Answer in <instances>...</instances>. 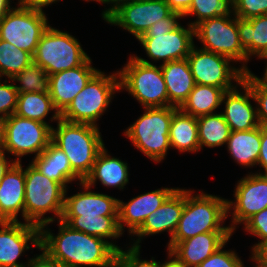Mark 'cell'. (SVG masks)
Masks as SVG:
<instances>
[{"label": "cell", "mask_w": 267, "mask_h": 267, "mask_svg": "<svg viewBox=\"0 0 267 267\" xmlns=\"http://www.w3.org/2000/svg\"><path fill=\"white\" fill-rule=\"evenodd\" d=\"M58 235L40 227V249L64 267H116L122 248L103 238L72 229L59 220ZM46 228V229H44Z\"/></svg>", "instance_id": "cell-1"}, {"label": "cell", "mask_w": 267, "mask_h": 267, "mask_svg": "<svg viewBox=\"0 0 267 267\" xmlns=\"http://www.w3.org/2000/svg\"><path fill=\"white\" fill-rule=\"evenodd\" d=\"M80 185L85 191L70 197L66 196V189L61 220L74 230L106 241L108 238L115 239L123 235L118 223L119 199L88 191L91 187L83 181Z\"/></svg>", "instance_id": "cell-2"}, {"label": "cell", "mask_w": 267, "mask_h": 267, "mask_svg": "<svg viewBox=\"0 0 267 267\" xmlns=\"http://www.w3.org/2000/svg\"><path fill=\"white\" fill-rule=\"evenodd\" d=\"M192 193L191 190H184V208L173 237L168 242V252L178 242L201 233L231 232L229 226H223L229 216L227 199L203 192L197 195Z\"/></svg>", "instance_id": "cell-3"}, {"label": "cell", "mask_w": 267, "mask_h": 267, "mask_svg": "<svg viewBox=\"0 0 267 267\" xmlns=\"http://www.w3.org/2000/svg\"><path fill=\"white\" fill-rule=\"evenodd\" d=\"M52 127L51 141L66 154L73 172L82 180L89 175L99 151L104 147L98 126L72 123L61 118Z\"/></svg>", "instance_id": "cell-4"}, {"label": "cell", "mask_w": 267, "mask_h": 267, "mask_svg": "<svg viewBox=\"0 0 267 267\" xmlns=\"http://www.w3.org/2000/svg\"><path fill=\"white\" fill-rule=\"evenodd\" d=\"M66 188L44 176L32 163L25 169L24 220L41 227L61 220ZM54 212V217H44ZM57 216V218H56Z\"/></svg>", "instance_id": "cell-5"}, {"label": "cell", "mask_w": 267, "mask_h": 267, "mask_svg": "<svg viewBox=\"0 0 267 267\" xmlns=\"http://www.w3.org/2000/svg\"><path fill=\"white\" fill-rule=\"evenodd\" d=\"M182 16L172 12L169 16L155 22L144 35L138 38L147 56L154 61L186 59L194 46V28L189 24L184 28L177 21Z\"/></svg>", "instance_id": "cell-6"}, {"label": "cell", "mask_w": 267, "mask_h": 267, "mask_svg": "<svg viewBox=\"0 0 267 267\" xmlns=\"http://www.w3.org/2000/svg\"><path fill=\"white\" fill-rule=\"evenodd\" d=\"M120 90L133 95L144 108L168 107V94L161 66L138 56H131L118 71Z\"/></svg>", "instance_id": "cell-7"}, {"label": "cell", "mask_w": 267, "mask_h": 267, "mask_svg": "<svg viewBox=\"0 0 267 267\" xmlns=\"http://www.w3.org/2000/svg\"><path fill=\"white\" fill-rule=\"evenodd\" d=\"M176 107L145 108L137 121L125 130L132 144L154 162L164 160L170 147L169 132Z\"/></svg>", "instance_id": "cell-8"}, {"label": "cell", "mask_w": 267, "mask_h": 267, "mask_svg": "<svg viewBox=\"0 0 267 267\" xmlns=\"http://www.w3.org/2000/svg\"><path fill=\"white\" fill-rule=\"evenodd\" d=\"M117 91H120L118 71L107 76L99 70L60 114V118L72 123L98 126L96 121L106 111Z\"/></svg>", "instance_id": "cell-9"}, {"label": "cell", "mask_w": 267, "mask_h": 267, "mask_svg": "<svg viewBox=\"0 0 267 267\" xmlns=\"http://www.w3.org/2000/svg\"><path fill=\"white\" fill-rule=\"evenodd\" d=\"M88 58L75 37L51 26L41 36L33 54V62L48 75L81 66Z\"/></svg>", "instance_id": "cell-10"}, {"label": "cell", "mask_w": 267, "mask_h": 267, "mask_svg": "<svg viewBox=\"0 0 267 267\" xmlns=\"http://www.w3.org/2000/svg\"><path fill=\"white\" fill-rule=\"evenodd\" d=\"M232 13L231 11L228 14L209 18L198 23L194 27V36L201 40L204 45L202 49L226 56L232 62L243 61L241 69L244 72H249L250 70L244 64L249 59L240 43L237 17L234 15L233 19H231Z\"/></svg>", "instance_id": "cell-11"}, {"label": "cell", "mask_w": 267, "mask_h": 267, "mask_svg": "<svg viewBox=\"0 0 267 267\" xmlns=\"http://www.w3.org/2000/svg\"><path fill=\"white\" fill-rule=\"evenodd\" d=\"M49 26L43 10L18 2V7L12 8L0 20V39L33 56L41 36Z\"/></svg>", "instance_id": "cell-12"}, {"label": "cell", "mask_w": 267, "mask_h": 267, "mask_svg": "<svg viewBox=\"0 0 267 267\" xmlns=\"http://www.w3.org/2000/svg\"><path fill=\"white\" fill-rule=\"evenodd\" d=\"M51 139L52 125L13 114L5 119L2 151L15 155L14 161L20 163L24 155H40Z\"/></svg>", "instance_id": "cell-13"}, {"label": "cell", "mask_w": 267, "mask_h": 267, "mask_svg": "<svg viewBox=\"0 0 267 267\" xmlns=\"http://www.w3.org/2000/svg\"><path fill=\"white\" fill-rule=\"evenodd\" d=\"M195 83L222 88L229 91L243 81L244 71L230 65V58L214 52L192 47L186 58ZM232 80L237 82L236 86Z\"/></svg>", "instance_id": "cell-14"}, {"label": "cell", "mask_w": 267, "mask_h": 267, "mask_svg": "<svg viewBox=\"0 0 267 267\" xmlns=\"http://www.w3.org/2000/svg\"><path fill=\"white\" fill-rule=\"evenodd\" d=\"M172 12L166 0H135L120 6L105 21L122 27L138 39Z\"/></svg>", "instance_id": "cell-15"}, {"label": "cell", "mask_w": 267, "mask_h": 267, "mask_svg": "<svg viewBox=\"0 0 267 267\" xmlns=\"http://www.w3.org/2000/svg\"><path fill=\"white\" fill-rule=\"evenodd\" d=\"M235 202L227 200V213L233 209L232 224L229 229L233 233L237 224H244L256 213L267 208V174L252 173L238 180L234 192Z\"/></svg>", "instance_id": "cell-16"}, {"label": "cell", "mask_w": 267, "mask_h": 267, "mask_svg": "<svg viewBox=\"0 0 267 267\" xmlns=\"http://www.w3.org/2000/svg\"><path fill=\"white\" fill-rule=\"evenodd\" d=\"M0 267H26L18 258L28 249V242L40 249V227L20 221H0Z\"/></svg>", "instance_id": "cell-17"}, {"label": "cell", "mask_w": 267, "mask_h": 267, "mask_svg": "<svg viewBox=\"0 0 267 267\" xmlns=\"http://www.w3.org/2000/svg\"><path fill=\"white\" fill-rule=\"evenodd\" d=\"M89 57L81 66L49 75V94L56 111L61 114L99 71Z\"/></svg>", "instance_id": "cell-18"}, {"label": "cell", "mask_w": 267, "mask_h": 267, "mask_svg": "<svg viewBox=\"0 0 267 267\" xmlns=\"http://www.w3.org/2000/svg\"><path fill=\"white\" fill-rule=\"evenodd\" d=\"M177 188H161L138 195L127 203L118 200V223L123 233L126 224L128 232L134 234L146 217L157 210Z\"/></svg>", "instance_id": "cell-19"}, {"label": "cell", "mask_w": 267, "mask_h": 267, "mask_svg": "<svg viewBox=\"0 0 267 267\" xmlns=\"http://www.w3.org/2000/svg\"><path fill=\"white\" fill-rule=\"evenodd\" d=\"M184 208V189L177 188L166 201L149 216L146 217L142 226L133 234L138 239L131 244V247L141 248L140 242L146 235H154L162 232H169L170 240L180 221Z\"/></svg>", "instance_id": "cell-20"}, {"label": "cell", "mask_w": 267, "mask_h": 267, "mask_svg": "<svg viewBox=\"0 0 267 267\" xmlns=\"http://www.w3.org/2000/svg\"><path fill=\"white\" fill-rule=\"evenodd\" d=\"M232 232H206L178 242L168 253L186 267H198L225 243Z\"/></svg>", "instance_id": "cell-21"}, {"label": "cell", "mask_w": 267, "mask_h": 267, "mask_svg": "<svg viewBox=\"0 0 267 267\" xmlns=\"http://www.w3.org/2000/svg\"><path fill=\"white\" fill-rule=\"evenodd\" d=\"M239 85L244 94L240 93L237 87L224 93L222 103L225 104V110L222 114L231 131H248L259 127L260 124L256 107L254 109L250 101L254 100L250 87L244 81Z\"/></svg>", "instance_id": "cell-22"}, {"label": "cell", "mask_w": 267, "mask_h": 267, "mask_svg": "<svg viewBox=\"0 0 267 267\" xmlns=\"http://www.w3.org/2000/svg\"><path fill=\"white\" fill-rule=\"evenodd\" d=\"M21 162H15L0 181V221H19L18 213L24 219L25 169Z\"/></svg>", "instance_id": "cell-23"}, {"label": "cell", "mask_w": 267, "mask_h": 267, "mask_svg": "<svg viewBox=\"0 0 267 267\" xmlns=\"http://www.w3.org/2000/svg\"><path fill=\"white\" fill-rule=\"evenodd\" d=\"M160 66L166 83L168 106L180 108L196 85L189 63L182 59Z\"/></svg>", "instance_id": "cell-24"}, {"label": "cell", "mask_w": 267, "mask_h": 267, "mask_svg": "<svg viewBox=\"0 0 267 267\" xmlns=\"http://www.w3.org/2000/svg\"><path fill=\"white\" fill-rule=\"evenodd\" d=\"M128 165L119 158L111 157L105 146L99 151L95 163L84 183L92 187L97 180L106 187L124 189L129 182Z\"/></svg>", "instance_id": "cell-25"}, {"label": "cell", "mask_w": 267, "mask_h": 267, "mask_svg": "<svg viewBox=\"0 0 267 267\" xmlns=\"http://www.w3.org/2000/svg\"><path fill=\"white\" fill-rule=\"evenodd\" d=\"M39 171L56 182L61 183L66 189L68 183L79 179L73 172L66 154L52 141L47 148L31 162Z\"/></svg>", "instance_id": "cell-26"}, {"label": "cell", "mask_w": 267, "mask_h": 267, "mask_svg": "<svg viewBox=\"0 0 267 267\" xmlns=\"http://www.w3.org/2000/svg\"><path fill=\"white\" fill-rule=\"evenodd\" d=\"M237 27L247 58L256 55L263 59L267 55V14L250 19L237 17Z\"/></svg>", "instance_id": "cell-27"}, {"label": "cell", "mask_w": 267, "mask_h": 267, "mask_svg": "<svg viewBox=\"0 0 267 267\" xmlns=\"http://www.w3.org/2000/svg\"><path fill=\"white\" fill-rule=\"evenodd\" d=\"M261 147V125L248 131H231L227 148L231 157L245 167L257 165Z\"/></svg>", "instance_id": "cell-28"}, {"label": "cell", "mask_w": 267, "mask_h": 267, "mask_svg": "<svg viewBox=\"0 0 267 267\" xmlns=\"http://www.w3.org/2000/svg\"><path fill=\"white\" fill-rule=\"evenodd\" d=\"M170 147L180 152H198L200 150L196 117L174 110L169 132Z\"/></svg>", "instance_id": "cell-29"}, {"label": "cell", "mask_w": 267, "mask_h": 267, "mask_svg": "<svg viewBox=\"0 0 267 267\" xmlns=\"http://www.w3.org/2000/svg\"><path fill=\"white\" fill-rule=\"evenodd\" d=\"M225 92L222 88L196 84L180 109L194 117L213 114L222 104Z\"/></svg>", "instance_id": "cell-30"}, {"label": "cell", "mask_w": 267, "mask_h": 267, "mask_svg": "<svg viewBox=\"0 0 267 267\" xmlns=\"http://www.w3.org/2000/svg\"><path fill=\"white\" fill-rule=\"evenodd\" d=\"M52 110L54 114L51 121L59 120L60 114L54 108L49 93L31 92L18 94L15 114L20 117L48 124L44 118L48 115L49 111L51 112Z\"/></svg>", "instance_id": "cell-31"}, {"label": "cell", "mask_w": 267, "mask_h": 267, "mask_svg": "<svg viewBox=\"0 0 267 267\" xmlns=\"http://www.w3.org/2000/svg\"><path fill=\"white\" fill-rule=\"evenodd\" d=\"M200 150L203 146L214 148L227 143L230 127L222 113L196 117Z\"/></svg>", "instance_id": "cell-32"}, {"label": "cell", "mask_w": 267, "mask_h": 267, "mask_svg": "<svg viewBox=\"0 0 267 267\" xmlns=\"http://www.w3.org/2000/svg\"><path fill=\"white\" fill-rule=\"evenodd\" d=\"M33 62V56L0 39V78L12 79ZM3 75V76H2Z\"/></svg>", "instance_id": "cell-33"}, {"label": "cell", "mask_w": 267, "mask_h": 267, "mask_svg": "<svg viewBox=\"0 0 267 267\" xmlns=\"http://www.w3.org/2000/svg\"><path fill=\"white\" fill-rule=\"evenodd\" d=\"M10 80L20 82V86L15 85L18 94L31 92L49 93V75L34 62Z\"/></svg>", "instance_id": "cell-34"}, {"label": "cell", "mask_w": 267, "mask_h": 267, "mask_svg": "<svg viewBox=\"0 0 267 267\" xmlns=\"http://www.w3.org/2000/svg\"><path fill=\"white\" fill-rule=\"evenodd\" d=\"M231 11L232 0H192L189 10L183 17L196 15V21L190 23L194 28L198 23L204 20L228 14Z\"/></svg>", "instance_id": "cell-35"}, {"label": "cell", "mask_w": 267, "mask_h": 267, "mask_svg": "<svg viewBox=\"0 0 267 267\" xmlns=\"http://www.w3.org/2000/svg\"><path fill=\"white\" fill-rule=\"evenodd\" d=\"M243 81L250 87L254 101L258 104L256 110L259 124L267 127V81L251 71L244 73Z\"/></svg>", "instance_id": "cell-36"}, {"label": "cell", "mask_w": 267, "mask_h": 267, "mask_svg": "<svg viewBox=\"0 0 267 267\" xmlns=\"http://www.w3.org/2000/svg\"><path fill=\"white\" fill-rule=\"evenodd\" d=\"M232 12L241 19L267 14V0H232Z\"/></svg>", "instance_id": "cell-37"}, {"label": "cell", "mask_w": 267, "mask_h": 267, "mask_svg": "<svg viewBox=\"0 0 267 267\" xmlns=\"http://www.w3.org/2000/svg\"><path fill=\"white\" fill-rule=\"evenodd\" d=\"M226 243L211 256L205 259L198 267H244L242 260L235 251L222 250Z\"/></svg>", "instance_id": "cell-38"}, {"label": "cell", "mask_w": 267, "mask_h": 267, "mask_svg": "<svg viewBox=\"0 0 267 267\" xmlns=\"http://www.w3.org/2000/svg\"><path fill=\"white\" fill-rule=\"evenodd\" d=\"M116 267H159V262L140 259V248L130 247L128 250L117 251Z\"/></svg>", "instance_id": "cell-39"}, {"label": "cell", "mask_w": 267, "mask_h": 267, "mask_svg": "<svg viewBox=\"0 0 267 267\" xmlns=\"http://www.w3.org/2000/svg\"><path fill=\"white\" fill-rule=\"evenodd\" d=\"M4 82L3 84L0 82V116L6 119L15 114L18 92L15 85L10 84V81L9 84H7V80Z\"/></svg>", "instance_id": "cell-40"}, {"label": "cell", "mask_w": 267, "mask_h": 267, "mask_svg": "<svg viewBox=\"0 0 267 267\" xmlns=\"http://www.w3.org/2000/svg\"><path fill=\"white\" fill-rule=\"evenodd\" d=\"M243 225L246 232L261 239L258 243L267 242V208L253 215Z\"/></svg>", "instance_id": "cell-41"}, {"label": "cell", "mask_w": 267, "mask_h": 267, "mask_svg": "<svg viewBox=\"0 0 267 267\" xmlns=\"http://www.w3.org/2000/svg\"><path fill=\"white\" fill-rule=\"evenodd\" d=\"M40 251H42V254L29 259L26 262V267H64L57 261L51 259L43 250L40 249Z\"/></svg>", "instance_id": "cell-42"}, {"label": "cell", "mask_w": 267, "mask_h": 267, "mask_svg": "<svg viewBox=\"0 0 267 267\" xmlns=\"http://www.w3.org/2000/svg\"><path fill=\"white\" fill-rule=\"evenodd\" d=\"M257 165L264 169V173L267 174V127L261 126V147Z\"/></svg>", "instance_id": "cell-43"}, {"label": "cell", "mask_w": 267, "mask_h": 267, "mask_svg": "<svg viewBox=\"0 0 267 267\" xmlns=\"http://www.w3.org/2000/svg\"><path fill=\"white\" fill-rule=\"evenodd\" d=\"M253 261L267 267V242L254 244L252 247Z\"/></svg>", "instance_id": "cell-44"}, {"label": "cell", "mask_w": 267, "mask_h": 267, "mask_svg": "<svg viewBox=\"0 0 267 267\" xmlns=\"http://www.w3.org/2000/svg\"><path fill=\"white\" fill-rule=\"evenodd\" d=\"M171 10L180 14L182 17L189 10L192 0H166Z\"/></svg>", "instance_id": "cell-45"}, {"label": "cell", "mask_w": 267, "mask_h": 267, "mask_svg": "<svg viewBox=\"0 0 267 267\" xmlns=\"http://www.w3.org/2000/svg\"><path fill=\"white\" fill-rule=\"evenodd\" d=\"M135 0H100V3L103 4H112L113 6H111L110 8L106 9L105 11H103L102 13V18L105 21L113 12H115L120 6L124 5V4H128L131 3Z\"/></svg>", "instance_id": "cell-46"}, {"label": "cell", "mask_w": 267, "mask_h": 267, "mask_svg": "<svg viewBox=\"0 0 267 267\" xmlns=\"http://www.w3.org/2000/svg\"><path fill=\"white\" fill-rule=\"evenodd\" d=\"M20 4L27 6V7H32L35 9H41L45 6L51 5L53 2H57L60 0H18Z\"/></svg>", "instance_id": "cell-47"}, {"label": "cell", "mask_w": 267, "mask_h": 267, "mask_svg": "<svg viewBox=\"0 0 267 267\" xmlns=\"http://www.w3.org/2000/svg\"><path fill=\"white\" fill-rule=\"evenodd\" d=\"M5 154L6 152L0 150V181L2 180L6 172L10 169V167L15 163L14 160L8 161L7 158L5 157L6 156Z\"/></svg>", "instance_id": "cell-48"}, {"label": "cell", "mask_w": 267, "mask_h": 267, "mask_svg": "<svg viewBox=\"0 0 267 267\" xmlns=\"http://www.w3.org/2000/svg\"><path fill=\"white\" fill-rule=\"evenodd\" d=\"M169 261H166L165 263L159 262V267H186L184 264L179 263L175 258L173 259V256L168 253Z\"/></svg>", "instance_id": "cell-49"}, {"label": "cell", "mask_w": 267, "mask_h": 267, "mask_svg": "<svg viewBox=\"0 0 267 267\" xmlns=\"http://www.w3.org/2000/svg\"><path fill=\"white\" fill-rule=\"evenodd\" d=\"M10 0H0V20L11 10Z\"/></svg>", "instance_id": "cell-50"}, {"label": "cell", "mask_w": 267, "mask_h": 267, "mask_svg": "<svg viewBox=\"0 0 267 267\" xmlns=\"http://www.w3.org/2000/svg\"><path fill=\"white\" fill-rule=\"evenodd\" d=\"M5 118L0 116V150L3 148Z\"/></svg>", "instance_id": "cell-51"}, {"label": "cell", "mask_w": 267, "mask_h": 267, "mask_svg": "<svg viewBox=\"0 0 267 267\" xmlns=\"http://www.w3.org/2000/svg\"><path fill=\"white\" fill-rule=\"evenodd\" d=\"M263 78L267 81V65H266V69H265Z\"/></svg>", "instance_id": "cell-52"}, {"label": "cell", "mask_w": 267, "mask_h": 267, "mask_svg": "<svg viewBox=\"0 0 267 267\" xmlns=\"http://www.w3.org/2000/svg\"><path fill=\"white\" fill-rule=\"evenodd\" d=\"M256 266L255 267H266V266H263V265H260V264H258L257 262H256Z\"/></svg>", "instance_id": "cell-53"}, {"label": "cell", "mask_w": 267, "mask_h": 267, "mask_svg": "<svg viewBox=\"0 0 267 267\" xmlns=\"http://www.w3.org/2000/svg\"><path fill=\"white\" fill-rule=\"evenodd\" d=\"M85 1H97V2H100V0H85Z\"/></svg>", "instance_id": "cell-54"}]
</instances>
